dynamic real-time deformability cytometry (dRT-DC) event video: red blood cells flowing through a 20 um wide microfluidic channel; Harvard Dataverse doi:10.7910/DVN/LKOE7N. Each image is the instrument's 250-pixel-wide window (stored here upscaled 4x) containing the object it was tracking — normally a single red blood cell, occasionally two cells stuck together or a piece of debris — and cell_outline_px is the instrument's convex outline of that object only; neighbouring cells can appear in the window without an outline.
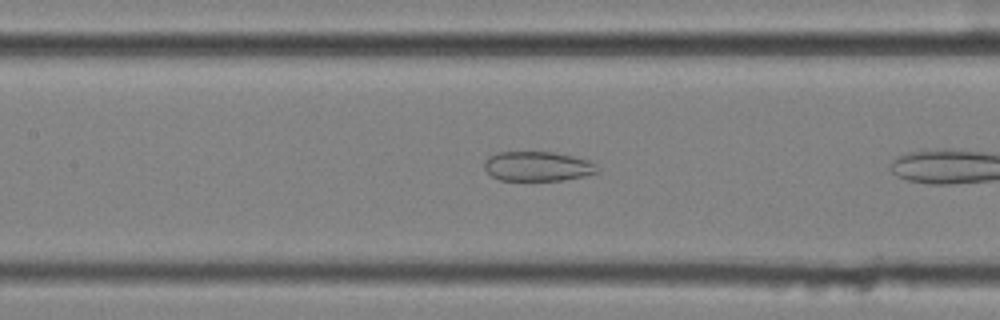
{"species": "common noctule bat (a hibernating species)", "species_latin": "Nyctalus noctula", "temperature_condition": "cold", "stored_images_in_passage": 10, "camera_frame_rate_fps": 3000, "um_per_image_px": 0.085, "animal": {"sex": "female", "body_mass_g": 25.1}, "frame": {"image": 1, "passage_image": 9, "time_ms": 2.667, "image_size_px": [1000, 320], "cell_outline_px": [[600, 168], [596, 172], [584, 176], [564, 180], [500, 180], [492, 176], [484, 168], [484, 160], [488, 156], [500, 152], [552, 152], [572, 156], [588, 160], [596, 164]], "centroid_in_image_um": [45.69, 14.13], "position_along_channel_um": 161.7, "area_um2": 19.48}}